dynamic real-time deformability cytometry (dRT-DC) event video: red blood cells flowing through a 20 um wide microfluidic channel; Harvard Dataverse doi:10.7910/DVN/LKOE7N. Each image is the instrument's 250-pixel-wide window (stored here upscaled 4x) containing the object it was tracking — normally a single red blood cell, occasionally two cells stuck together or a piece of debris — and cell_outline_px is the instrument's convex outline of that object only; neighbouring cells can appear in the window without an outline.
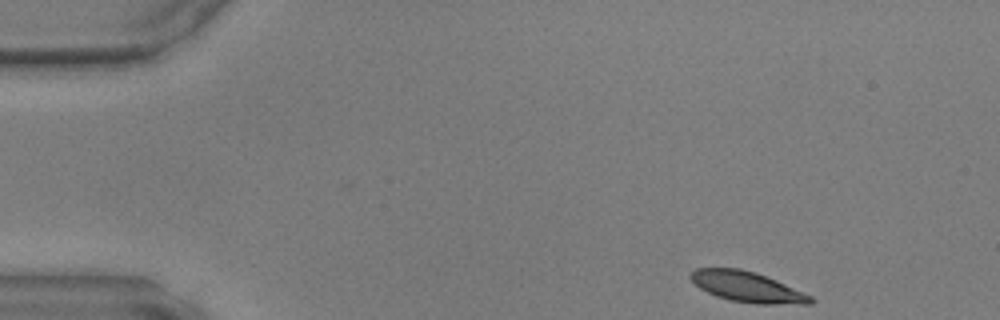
{"species": "common noctule bat (a hibernating species)", "species_latin": "Nyctalus noctula", "temperature_condition": "warm", "stored_images_in_passage": 43, "camera_frame_rate_fps": 3000, "um_per_image_px": 0.085, "animal": {"sex": "male", "body_mass_g": 17.9, "forearm_length_mm": 54.2}, "frame": {"image": 1, "passage_image": 1, "time_ms": 0.0, "image_size_px": [1000, 320], "cell_outline_px": [[816, 300], [812, 304], [756, 304], [732, 300], [716, 296], [700, 288], [688, 276], [696, 268], [740, 268], [756, 272], [776, 280], [812, 296]], "centroid_in_image_um": [63.54, 24.38], "position_along_channel_um": 21.5, "area_um2": 21.21}}
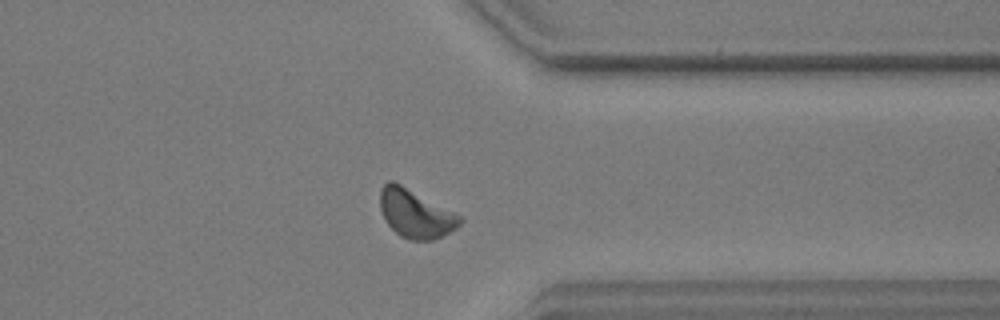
{"frame": {"image": 2, "passage_image": 33, "time_ms": 10.667, "image_size_px": [1000, 320], "cell_outline_px": [[464, 220], [456, 228], [432, 240], [408, 240], [400, 236], [388, 224], [380, 208], [380, 188], [388, 180], [392, 180], [464, 216]], "centroid_in_image_um": [35.34, 18.15], "position_along_channel_um": 376.1, "area_um2": 22.48}}
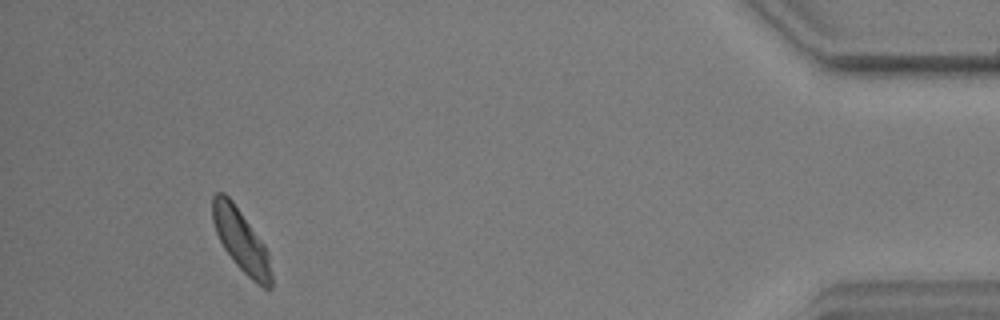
{"frame": {"image": 3, "passage_image": 40, "time_ms": 13.0, "image_size_px": [1000, 320], "cell_outline_px": [[272, 288], [264, 288], [252, 280], [236, 264], [224, 248], [216, 232], [212, 220], [212, 196], [216, 192], [224, 192], [232, 200], [264, 244], [268, 252], [272, 276]], "centroid_in_image_um": [20.49, 20.43], "position_along_channel_um": 414.7, "area_um2": 21.15}}